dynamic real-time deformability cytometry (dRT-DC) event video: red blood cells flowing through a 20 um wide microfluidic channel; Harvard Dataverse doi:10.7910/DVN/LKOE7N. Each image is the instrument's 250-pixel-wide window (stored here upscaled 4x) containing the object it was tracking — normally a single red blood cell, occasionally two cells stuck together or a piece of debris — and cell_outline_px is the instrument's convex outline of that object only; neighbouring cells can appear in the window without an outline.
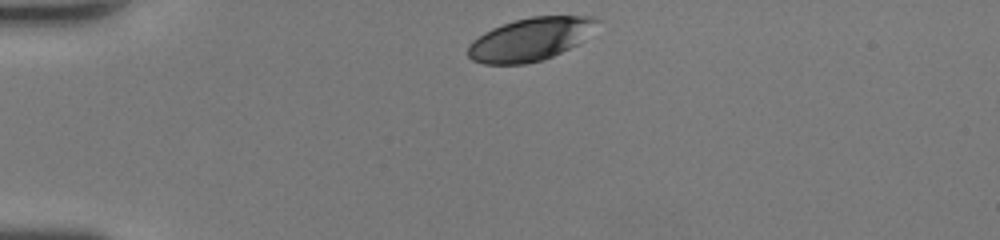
{"species": "human", "species_latin": "Homo sapiens", "temperature_condition": "room temperature", "stored_images_in_passage": 31, "camera_frame_rate_fps": 3000, "um_per_image_px": 0.085, "donor": {"sex": "female"}, "frame": {"image": 1, "passage_image": 1, "time_ms": 0.0, "image_size_px": [1000, 240], "cell_outline_px": [[600, 20], [584, 40], [544, 60], [524, 64], [484, 64], [472, 60], [468, 56], [468, 44], [472, 40], [484, 32], [492, 28], [516, 20], [532, 16], [596, 16]], "centroid_in_image_um": [45.06, 3.34], "position_along_channel_um": 39.9, "area_um2": 32.19}}
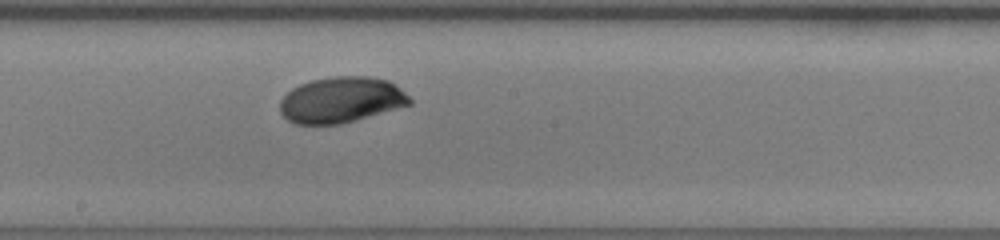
{"frame": {"image": 2, "passage_image": 17, "time_ms": 5.333, "image_size_px": [1000, 240], "cell_outline_px": [[412, 104], [356, 120], [340, 124], [296, 124], [288, 120], [280, 112], [280, 100], [292, 88], [300, 84], [312, 80], [332, 76], [368, 76], [388, 80], [396, 84], [412, 100]], "centroid_in_image_um": [29.01, 8.48], "position_along_channel_um": 219.2, "area_um2": 34.68}}
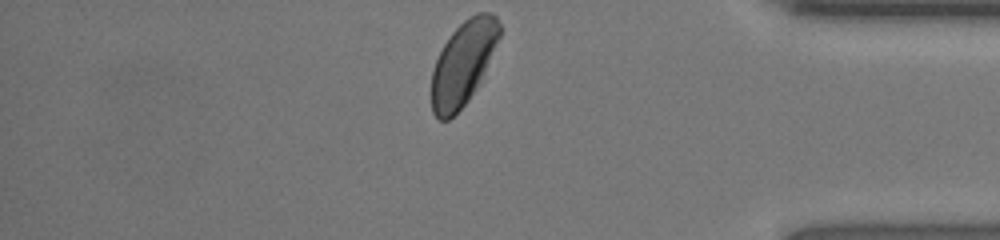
{"frame": {"image": 3, "passage_image": 31, "time_ms": 10.0, "image_size_px": [1000, 240], "cell_outline_px": [[500, 36], [480, 80], [468, 100], [448, 120], [440, 120], [432, 112], [432, 72], [436, 60], [444, 44], [452, 32], [464, 20], [476, 12], [488, 12], [496, 16], [500, 24]], "centroid_in_image_um": [39.36, 5.34], "position_along_channel_um": 395.8, "area_um2": 32.54}, "authors_computed_cell_mechanics": {"area_um2": 33.8708, "velocity_mm_per_s": 4.2569, "shape_relaxation_time_tau1_ms": 1.6594, "shape_relaxation_time_tau2_ms": null, "deformation_change_tau1": 0.1182, "deformation_change_tau2": null}}